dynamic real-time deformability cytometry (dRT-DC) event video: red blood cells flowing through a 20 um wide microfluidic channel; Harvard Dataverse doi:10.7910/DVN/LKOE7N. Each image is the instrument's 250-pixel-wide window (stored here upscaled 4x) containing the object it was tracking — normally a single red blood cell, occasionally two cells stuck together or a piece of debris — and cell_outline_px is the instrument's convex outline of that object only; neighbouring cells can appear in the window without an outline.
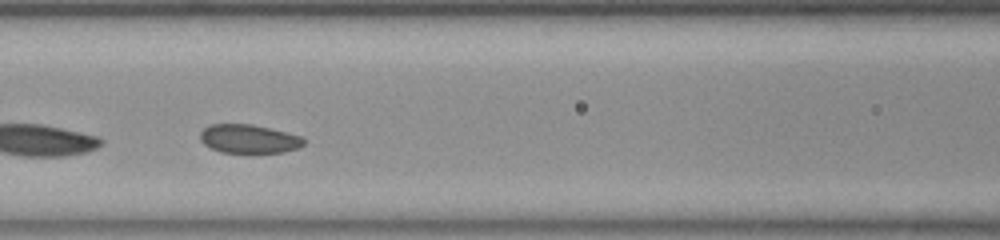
{"species": "common noctule bat (a hibernating species)", "species_latin": "Nyctalus noctula", "temperature_condition": "room temperature", "stored_images_in_passage": 46, "camera_frame_rate_fps": 3000, "um_per_image_px": 0.085, "animal": {"sex": "female", "body_mass_g": 23.0, "forearm_length_mm": 53.4}, "frame": {"image": 1, "passage_image": 14, "time_ms": 4.333, "image_size_px": [1000, 240], "cell_outline_px": [[304, 144], [296, 148], [280, 152], [224, 152], [212, 148], [204, 144], [200, 140], [200, 132], [208, 124], [252, 124], [300, 136], [304, 140]], "centroid_in_image_um": [21.09, 11.79], "position_along_channel_um": 145.5, "area_um2": 16.94}, "authors_computed_cell_mechanics": {"area_um2": 18.0914, "velocity_mm_per_s": 3.7268, "shape_relaxation_time_tau1_ms": null, "shape_relaxation_time_tau2_ms": 1.8405, "deformation_change_tau1": null, "deformation_change_tau2": 0.052}}